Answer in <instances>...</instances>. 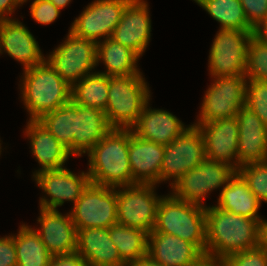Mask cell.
Masks as SVG:
<instances>
[{
    "label": "cell",
    "mask_w": 267,
    "mask_h": 266,
    "mask_svg": "<svg viewBox=\"0 0 267 266\" xmlns=\"http://www.w3.org/2000/svg\"><path fill=\"white\" fill-rule=\"evenodd\" d=\"M258 246V220L206 206L205 255L224 259Z\"/></svg>",
    "instance_id": "6da1fadb"
},
{
    "label": "cell",
    "mask_w": 267,
    "mask_h": 266,
    "mask_svg": "<svg viewBox=\"0 0 267 266\" xmlns=\"http://www.w3.org/2000/svg\"><path fill=\"white\" fill-rule=\"evenodd\" d=\"M129 129L112 128L87 153L92 184L118 188L137 184L129 163Z\"/></svg>",
    "instance_id": "7a4b0ae2"
},
{
    "label": "cell",
    "mask_w": 267,
    "mask_h": 266,
    "mask_svg": "<svg viewBox=\"0 0 267 266\" xmlns=\"http://www.w3.org/2000/svg\"><path fill=\"white\" fill-rule=\"evenodd\" d=\"M20 83V94L29 112V120H39L71 101L72 87L46 59L24 70Z\"/></svg>",
    "instance_id": "3957f363"
},
{
    "label": "cell",
    "mask_w": 267,
    "mask_h": 266,
    "mask_svg": "<svg viewBox=\"0 0 267 266\" xmlns=\"http://www.w3.org/2000/svg\"><path fill=\"white\" fill-rule=\"evenodd\" d=\"M170 194L162 196L159 202L152 232L178 236L194 244L205 255L206 207L177 199Z\"/></svg>",
    "instance_id": "277c9868"
},
{
    "label": "cell",
    "mask_w": 267,
    "mask_h": 266,
    "mask_svg": "<svg viewBox=\"0 0 267 266\" xmlns=\"http://www.w3.org/2000/svg\"><path fill=\"white\" fill-rule=\"evenodd\" d=\"M151 98L149 86L142 73L110 76L108 101L105 109L111 128L131 129Z\"/></svg>",
    "instance_id": "5b68a950"
},
{
    "label": "cell",
    "mask_w": 267,
    "mask_h": 266,
    "mask_svg": "<svg viewBox=\"0 0 267 266\" xmlns=\"http://www.w3.org/2000/svg\"><path fill=\"white\" fill-rule=\"evenodd\" d=\"M200 106L197 123L236 117L246 102L247 79L244 75L213 77Z\"/></svg>",
    "instance_id": "8992f818"
},
{
    "label": "cell",
    "mask_w": 267,
    "mask_h": 266,
    "mask_svg": "<svg viewBox=\"0 0 267 266\" xmlns=\"http://www.w3.org/2000/svg\"><path fill=\"white\" fill-rule=\"evenodd\" d=\"M122 188V189H121ZM155 184H133L117 189V223L141 229L148 234L153 231L157 208L162 196L155 191Z\"/></svg>",
    "instance_id": "52a82bcc"
},
{
    "label": "cell",
    "mask_w": 267,
    "mask_h": 266,
    "mask_svg": "<svg viewBox=\"0 0 267 266\" xmlns=\"http://www.w3.org/2000/svg\"><path fill=\"white\" fill-rule=\"evenodd\" d=\"M236 172L227 163L205 158L171 186L172 194L177 199L206 207L203 200L207 195L220 187L222 190Z\"/></svg>",
    "instance_id": "ba28073f"
},
{
    "label": "cell",
    "mask_w": 267,
    "mask_h": 266,
    "mask_svg": "<svg viewBox=\"0 0 267 266\" xmlns=\"http://www.w3.org/2000/svg\"><path fill=\"white\" fill-rule=\"evenodd\" d=\"M72 87L97 66V43L68 32L65 41L45 58ZM92 71V72H91Z\"/></svg>",
    "instance_id": "9c48e42d"
},
{
    "label": "cell",
    "mask_w": 267,
    "mask_h": 266,
    "mask_svg": "<svg viewBox=\"0 0 267 266\" xmlns=\"http://www.w3.org/2000/svg\"><path fill=\"white\" fill-rule=\"evenodd\" d=\"M76 230L117 223V188L90 183L69 212Z\"/></svg>",
    "instance_id": "30bf717a"
},
{
    "label": "cell",
    "mask_w": 267,
    "mask_h": 266,
    "mask_svg": "<svg viewBox=\"0 0 267 266\" xmlns=\"http://www.w3.org/2000/svg\"><path fill=\"white\" fill-rule=\"evenodd\" d=\"M253 30L219 29L209 52L211 78L245 75L247 49Z\"/></svg>",
    "instance_id": "8fae6325"
},
{
    "label": "cell",
    "mask_w": 267,
    "mask_h": 266,
    "mask_svg": "<svg viewBox=\"0 0 267 266\" xmlns=\"http://www.w3.org/2000/svg\"><path fill=\"white\" fill-rule=\"evenodd\" d=\"M205 158L202 132L197 126L189 125L173 142L165 145L160 183L172 180L170 182L172 186L184 174L197 167Z\"/></svg>",
    "instance_id": "7c38bea8"
},
{
    "label": "cell",
    "mask_w": 267,
    "mask_h": 266,
    "mask_svg": "<svg viewBox=\"0 0 267 266\" xmlns=\"http://www.w3.org/2000/svg\"><path fill=\"white\" fill-rule=\"evenodd\" d=\"M130 1L94 0L75 18L69 30L79 37L99 43L112 36Z\"/></svg>",
    "instance_id": "4fadbf2b"
},
{
    "label": "cell",
    "mask_w": 267,
    "mask_h": 266,
    "mask_svg": "<svg viewBox=\"0 0 267 266\" xmlns=\"http://www.w3.org/2000/svg\"><path fill=\"white\" fill-rule=\"evenodd\" d=\"M80 174V175H79ZM36 184L50 197L40 198V208L57 209L65 201L76 203L83 191L91 183L87 172L75 174L67 168L45 170L33 177Z\"/></svg>",
    "instance_id": "5bb4252c"
},
{
    "label": "cell",
    "mask_w": 267,
    "mask_h": 266,
    "mask_svg": "<svg viewBox=\"0 0 267 266\" xmlns=\"http://www.w3.org/2000/svg\"><path fill=\"white\" fill-rule=\"evenodd\" d=\"M202 132L206 158L227 163L238 170L237 117L193 124Z\"/></svg>",
    "instance_id": "9a60e30c"
},
{
    "label": "cell",
    "mask_w": 267,
    "mask_h": 266,
    "mask_svg": "<svg viewBox=\"0 0 267 266\" xmlns=\"http://www.w3.org/2000/svg\"><path fill=\"white\" fill-rule=\"evenodd\" d=\"M148 7L145 0H131L111 36L113 40L130 48L140 57L151 38V18Z\"/></svg>",
    "instance_id": "2e32d148"
},
{
    "label": "cell",
    "mask_w": 267,
    "mask_h": 266,
    "mask_svg": "<svg viewBox=\"0 0 267 266\" xmlns=\"http://www.w3.org/2000/svg\"><path fill=\"white\" fill-rule=\"evenodd\" d=\"M3 52L20 62L23 70L45 60L33 34L16 19L0 20V54Z\"/></svg>",
    "instance_id": "e0dca14e"
},
{
    "label": "cell",
    "mask_w": 267,
    "mask_h": 266,
    "mask_svg": "<svg viewBox=\"0 0 267 266\" xmlns=\"http://www.w3.org/2000/svg\"><path fill=\"white\" fill-rule=\"evenodd\" d=\"M238 120V168L267 161V126L248 107L243 106Z\"/></svg>",
    "instance_id": "ac0fdd59"
},
{
    "label": "cell",
    "mask_w": 267,
    "mask_h": 266,
    "mask_svg": "<svg viewBox=\"0 0 267 266\" xmlns=\"http://www.w3.org/2000/svg\"><path fill=\"white\" fill-rule=\"evenodd\" d=\"M37 222L41 227L35 231L52 255L74 252L77 249V230L68 212L40 208Z\"/></svg>",
    "instance_id": "d6986e66"
},
{
    "label": "cell",
    "mask_w": 267,
    "mask_h": 266,
    "mask_svg": "<svg viewBox=\"0 0 267 266\" xmlns=\"http://www.w3.org/2000/svg\"><path fill=\"white\" fill-rule=\"evenodd\" d=\"M165 145L144 140L129 129V163L133 180L141 184H159Z\"/></svg>",
    "instance_id": "ffe728a7"
},
{
    "label": "cell",
    "mask_w": 267,
    "mask_h": 266,
    "mask_svg": "<svg viewBox=\"0 0 267 266\" xmlns=\"http://www.w3.org/2000/svg\"><path fill=\"white\" fill-rule=\"evenodd\" d=\"M188 127L184 126L183 122L169 111L151 109L148 102L131 130L144 140L168 145Z\"/></svg>",
    "instance_id": "44dd1931"
},
{
    "label": "cell",
    "mask_w": 267,
    "mask_h": 266,
    "mask_svg": "<svg viewBox=\"0 0 267 266\" xmlns=\"http://www.w3.org/2000/svg\"><path fill=\"white\" fill-rule=\"evenodd\" d=\"M25 134L30 140L32 155L41 166L33 173V177L45 170L64 168L69 156H72L67 148L38 120L28 121Z\"/></svg>",
    "instance_id": "7402d4cb"
},
{
    "label": "cell",
    "mask_w": 267,
    "mask_h": 266,
    "mask_svg": "<svg viewBox=\"0 0 267 266\" xmlns=\"http://www.w3.org/2000/svg\"><path fill=\"white\" fill-rule=\"evenodd\" d=\"M147 254L164 266H192L204 255L194 244L160 232L148 234Z\"/></svg>",
    "instance_id": "603a6c76"
},
{
    "label": "cell",
    "mask_w": 267,
    "mask_h": 266,
    "mask_svg": "<svg viewBox=\"0 0 267 266\" xmlns=\"http://www.w3.org/2000/svg\"><path fill=\"white\" fill-rule=\"evenodd\" d=\"M76 251L89 266H127L109 236V228L77 230Z\"/></svg>",
    "instance_id": "cb8c5ba5"
},
{
    "label": "cell",
    "mask_w": 267,
    "mask_h": 266,
    "mask_svg": "<svg viewBox=\"0 0 267 266\" xmlns=\"http://www.w3.org/2000/svg\"><path fill=\"white\" fill-rule=\"evenodd\" d=\"M111 129L104 111L75 103L73 156L88 153Z\"/></svg>",
    "instance_id": "d4e9b609"
},
{
    "label": "cell",
    "mask_w": 267,
    "mask_h": 266,
    "mask_svg": "<svg viewBox=\"0 0 267 266\" xmlns=\"http://www.w3.org/2000/svg\"><path fill=\"white\" fill-rule=\"evenodd\" d=\"M217 204L215 206L224 211L258 221L261 219L258 214L260 201L237 172L221 190Z\"/></svg>",
    "instance_id": "484cf974"
},
{
    "label": "cell",
    "mask_w": 267,
    "mask_h": 266,
    "mask_svg": "<svg viewBox=\"0 0 267 266\" xmlns=\"http://www.w3.org/2000/svg\"><path fill=\"white\" fill-rule=\"evenodd\" d=\"M140 56L130 48L111 37L97 43V66L101 61L106 70L99 72L106 76H127L142 73L137 68Z\"/></svg>",
    "instance_id": "4316f807"
},
{
    "label": "cell",
    "mask_w": 267,
    "mask_h": 266,
    "mask_svg": "<svg viewBox=\"0 0 267 266\" xmlns=\"http://www.w3.org/2000/svg\"><path fill=\"white\" fill-rule=\"evenodd\" d=\"M14 235L17 266H48L52 254L33 227L22 224Z\"/></svg>",
    "instance_id": "83f0119b"
},
{
    "label": "cell",
    "mask_w": 267,
    "mask_h": 266,
    "mask_svg": "<svg viewBox=\"0 0 267 266\" xmlns=\"http://www.w3.org/2000/svg\"><path fill=\"white\" fill-rule=\"evenodd\" d=\"M109 76L95 71L72 86L71 100L81 106L105 112L108 101Z\"/></svg>",
    "instance_id": "f1b7e54d"
},
{
    "label": "cell",
    "mask_w": 267,
    "mask_h": 266,
    "mask_svg": "<svg viewBox=\"0 0 267 266\" xmlns=\"http://www.w3.org/2000/svg\"><path fill=\"white\" fill-rule=\"evenodd\" d=\"M109 236L126 264L147 255V232L116 223L109 228Z\"/></svg>",
    "instance_id": "f546056e"
},
{
    "label": "cell",
    "mask_w": 267,
    "mask_h": 266,
    "mask_svg": "<svg viewBox=\"0 0 267 266\" xmlns=\"http://www.w3.org/2000/svg\"><path fill=\"white\" fill-rule=\"evenodd\" d=\"M220 23V29L253 30L240 0H194Z\"/></svg>",
    "instance_id": "4dcf8cb0"
},
{
    "label": "cell",
    "mask_w": 267,
    "mask_h": 266,
    "mask_svg": "<svg viewBox=\"0 0 267 266\" xmlns=\"http://www.w3.org/2000/svg\"><path fill=\"white\" fill-rule=\"evenodd\" d=\"M73 155L75 103L71 100L38 120Z\"/></svg>",
    "instance_id": "1f68e13d"
},
{
    "label": "cell",
    "mask_w": 267,
    "mask_h": 266,
    "mask_svg": "<svg viewBox=\"0 0 267 266\" xmlns=\"http://www.w3.org/2000/svg\"><path fill=\"white\" fill-rule=\"evenodd\" d=\"M244 76L247 80L267 82V44L253 35L248 43Z\"/></svg>",
    "instance_id": "d6a6232c"
},
{
    "label": "cell",
    "mask_w": 267,
    "mask_h": 266,
    "mask_svg": "<svg viewBox=\"0 0 267 266\" xmlns=\"http://www.w3.org/2000/svg\"><path fill=\"white\" fill-rule=\"evenodd\" d=\"M237 173L260 203H267V161L243 165L238 168Z\"/></svg>",
    "instance_id": "836d02e7"
},
{
    "label": "cell",
    "mask_w": 267,
    "mask_h": 266,
    "mask_svg": "<svg viewBox=\"0 0 267 266\" xmlns=\"http://www.w3.org/2000/svg\"><path fill=\"white\" fill-rule=\"evenodd\" d=\"M245 106L267 126V82L248 80Z\"/></svg>",
    "instance_id": "e575fe53"
},
{
    "label": "cell",
    "mask_w": 267,
    "mask_h": 266,
    "mask_svg": "<svg viewBox=\"0 0 267 266\" xmlns=\"http://www.w3.org/2000/svg\"><path fill=\"white\" fill-rule=\"evenodd\" d=\"M224 259L227 266H267V250L258 246Z\"/></svg>",
    "instance_id": "d590c367"
},
{
    "label": "cell",
    "mask_w": 267,
    "mask_h": 266,
    "mask_svg": "<svg viewBox=\"0 0 267 266\" xmlns=\"http://www.w3.org/2000/svg\"><path fill=\"white\" fill-rule=\"evenodd\" d=\"M60 9L49 0H34L30 6L31 17L39 24L53 23L60 15Z\"/></svg>",
    "instance_id": "8d00e7d4"
},
{
    "label": "cell",
    "mask_w": 267,
    "mask_h": 266,
    "mask_svg": "<svg viewBox=\"0 0 267 266\" xmlns=\"http://www.w3.org/2000/svg\"><path fill=\"white\" fill-rule=\"evenodd\" d=\"M240 2L252 28L267 16V0H240Z\"/></svg>",
    "instance_id": "74e56055"
},
{
    "label": "cell",
    "mask_w": 267,
    "mask_h": 266,
    "mask_svg": "<svg viewBox=\"0 0 267 266\" xmlns=\"http://www.w3.org/2000/svg\"><path fill=\"white\" fill-rule=\"evenodd\" d=\"M0 266H17L14 235L0 237Z\"/></svg>",
    "instance_id": "f35d334b"
},
{
    "label": "cell",
    "mask_w": 267,
    "mask_h": 266,
    "mask_svg": "<svg viewBox=\"0 0 267 266\" xmlns=\"http://www.w3.org/2000/svg\"><path fill=\"white\" fill-rule=\"evenodd\" d=\"M48 266H89V264L77 251H74L52 255Z\"/></svg>",
    "instance_id": "ab89813d"
},
{
    "label": "cell",
    "mask_w": 267,
    "mask_h": 266,
    "mask_svg": "<svg viewBox=\"0 0 267 266\" xmlns=\"http://www.w3.org/2000/svg\"><path fill=\"white\" fill-rule=\"evenodd\" d=\"M23 4L19 0H0V20L12 19L13 12Z\"/></svg>",
    "instance_id": "60d3db41"
},
{
    "label": "cell",
    "mask_w": 267,
    "mask_h": 266,
    "mask_svg": "<svg viewBox=\"0 0 267 266\" xmlns=\"http://www.w3.org/2000/svg\"><path fill=\"white\" fill-rule=\"evenodd\" d=\"M192 266H227V263L225 262V259L223 258L203 255Z\"/></svg>",
    "instance_id": "b9f144b4"
},
{
    "label": "cell",
    "mask_w": 267,
    "mask_h": 266,
    "mask_svg": "<svg viewBox=\"0 0 267 266\" xmlns=\"http://www.w3.org/2000/svg\"><path fill=\"white\" fill-rule=\"evenodd\" d=\"M253 36L267 44V16L253 28Z\"/></svg>",
    "instance_id": "7bdbcfd3"
},
{
    "label": "cell",
    "mask_w": 267,
    "mask_h": 266,
    "mask_svg": "<svg viewBox=\"0 0 267 266\" xmlns=\"http://www.w3.org/2000/svg\"><path fill=\"white\" fill-rule=\"evenodd\" d=\"M127 266H164L161 263L155 261L148 254L138 258L135 261L129 262Z\"/></svg>",
    "instance_id": "ee69618b"
},
{
    "label": "cell",
    "mask_w": 267,
    "mask_h": 266,
    "mask_svg": "<svg viewBox=\"0 0 267 266\" xmlns=\"http://www.w3.org/2000/svg\"><path fill=\"white\" fill-rule=\"evenodd\" d=\"M259 247L267 250V220L259 221Z\"/></svg>",
    "instance_id": "f6af8a7d"
},
{
    "label": "cell",
    "mask_w": 267,
    "mask_h": 266,
    "mask_svg": "<svg viewBox=\"0 0 267 266\" xmlns=\"http://www.w3.org/2000/svg\"><path fill=\"white\" fill-rule=\"evenodd\" d=\"M49 1L53 3L60 10L65 8L71 2V0H49Z\"/></svg>",
    "instance_id": "bcb514c9"
},
{
    "label": "cell",
    "mask_w": 267,
    "mask_h": 266,
    "mask_svg": "<svg viewBox=\"0 0 267 266\" xmlns=\"http://www.w3.org/2000/svg\"><path fill=\"white\" fill-rule=\"evenodd\" d=\"M22 4L27 2L28 0H19Z\"/></svg>",
    "instance_id": "7dc6e473"
},
{
    "label": "cell",
    "mask_w": 267,
    "mask_h": 266,
    "mask_svg": "<svg viewBox=\"0 0 267 266\" xmlns=\"http://www.w3.org/2000/svg\"><path fill=\"white\" fill-rule=\"evenodd\" d=\"M0 142H1V140H0ZM1 145H2V144L0 143V155H1V152H2V151H1V148H2V146H1Z\"/></svg>",
    "instance_id": "c3c4849f"
}]
</instances>
